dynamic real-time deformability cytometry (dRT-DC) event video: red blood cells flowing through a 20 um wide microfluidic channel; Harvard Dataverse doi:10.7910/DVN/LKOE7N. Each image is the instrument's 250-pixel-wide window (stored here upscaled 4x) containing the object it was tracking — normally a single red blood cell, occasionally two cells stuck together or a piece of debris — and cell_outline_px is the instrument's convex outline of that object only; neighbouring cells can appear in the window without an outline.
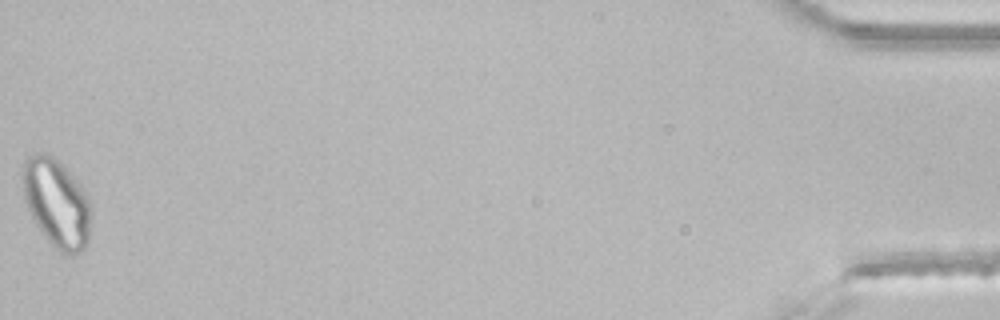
{"species": "common noctule bat (a hibernating species)", "species_latin": "Nyctalus noctula", "temperature_condition": "room temperature", "stored_images_in_passage": 40, "segment_of_instrument_passage": [2, 2], "camera_frame_rate_fps": 3000, "um_per_image_px": 0.085, "animal": {"sex": "male", "body_mass_g": 21.5, "forearm_length_mm": 52.0}, "frame": {"image": 1, "passage_image": 40, "time_ms": 13.0, "image_size_px": [1000, 320], "cell_outline_px": [[88, 244], [80, 252], [72, 256], [68, 256], [60, 252], [48, 240], [36, 224], [24, 200], [24, 160], [32, 152], [48, 152], [80, 184], [88, 196]], "centroid_in_image_um": [4.79, 17.26], "position_along_channel_um": 430.4, "area_um2": 34.51}}